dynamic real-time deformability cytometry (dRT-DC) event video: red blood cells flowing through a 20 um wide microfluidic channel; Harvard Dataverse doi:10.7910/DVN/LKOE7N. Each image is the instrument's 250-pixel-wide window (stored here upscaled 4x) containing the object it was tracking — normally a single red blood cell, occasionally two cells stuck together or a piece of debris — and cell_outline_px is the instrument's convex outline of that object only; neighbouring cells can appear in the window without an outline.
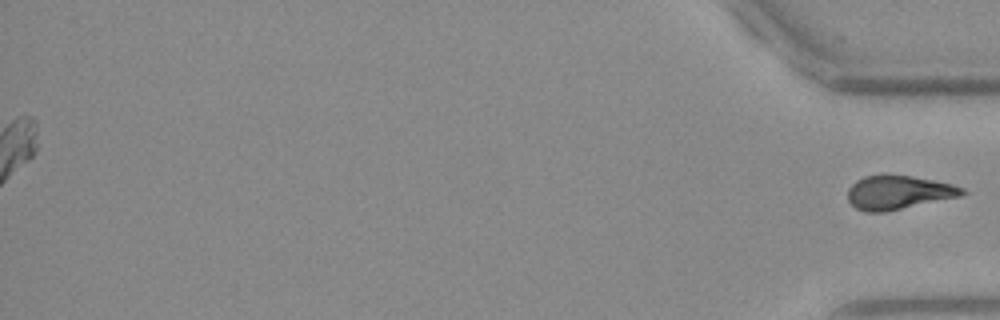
{"species": "Egyptian fruit bat (a non-hibernating species)", "species_latin": "Rousettus aegyptiacus", "temperature_condition": "warm", "stored_images_in_passage": 36, "segment_of_instrument_passage": [2, 2], "camera_frame_rate_fps": 3000, "um_per_image_px": 0.085, "frame": {"image": 1, "passage_image": 36, "time_ms": 11.667, "image_size_px": [1000, 320], "cell_outline_px": [[968, 192], [960, 196], [884, 212], [864, 212], [856, 208], [848, 200], [848, 188], [856, 180], [864, 176], [912, 176], [952, 184], [964, 188]], "centroid_in_image_um": [76.36, 16.37], "position_along_channel_um": 358.8, "area_um2": 22.2}}